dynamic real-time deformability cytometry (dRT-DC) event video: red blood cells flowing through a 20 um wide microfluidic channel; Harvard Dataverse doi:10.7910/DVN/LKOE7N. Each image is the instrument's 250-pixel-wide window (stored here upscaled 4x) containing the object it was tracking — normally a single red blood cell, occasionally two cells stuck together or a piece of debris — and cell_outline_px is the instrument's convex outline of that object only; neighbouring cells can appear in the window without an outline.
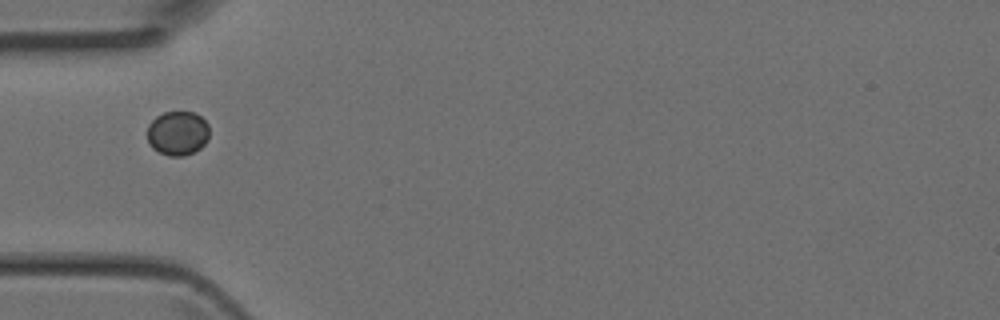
{"species": "Egyptian fruit bat (a non-hibernating species)", "species_latin": "Rousettus aegyptiacus", "temperature_condition": "room temperature", "stored_images_in_passage": 1, "camera_frame_rate_fps": 3000, "um_per_image_px": 0.085, "animal": {"sex": "female"}, "frame": {"image": 1, "passage_image": 1, "time_ms": 0.0, "image_size_px": [1000, 320], "cell_outline_px": [[208, 140], [200, 148], [184, 156], [168, 156], [152, 148], [148, 140], [148, 124], [156, 116], [164, 112], [196, 112], [208, 124]], "centroid_in_image_um": [15.1, 11.31], "position_along_channel_um": 69.9, "area_um2": 16.01}}